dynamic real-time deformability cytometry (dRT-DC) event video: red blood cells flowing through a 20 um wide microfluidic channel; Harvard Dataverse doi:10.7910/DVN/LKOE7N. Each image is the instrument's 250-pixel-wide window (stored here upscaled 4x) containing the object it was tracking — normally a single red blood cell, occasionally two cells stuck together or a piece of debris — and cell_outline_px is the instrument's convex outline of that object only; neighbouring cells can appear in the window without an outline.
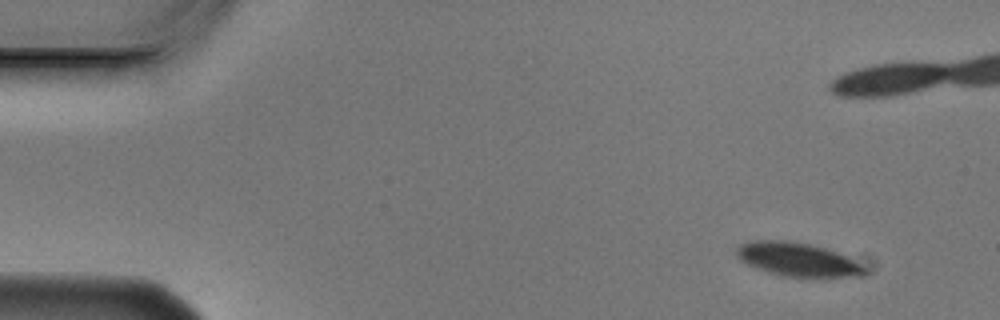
{"species": "Egyptian fruit bat (a non-hibernating species)", "species_latin": "Rousettus aegyptiacus", "temperature_condition": "cold", "stored_images_in_passage": 6, "camera_frame_rate_fps": 3000, "um_per_image_px": 0.085, "animal": {"sex": "male"}, "frame": {"image": 1, "passage_image": 1, "time_ms": 0.0, "image_size_px": [1000, 320], "cell_outline_px": [[868, 272], [864, 276], [812, 280], [784, 276], [768, 272], [756, 268], [740, 260], [736, 256], [736, 248], [740, 244], [752, 240], [792, 240], [824, 248], [848, 256], [868, 268]], "centroid_in_image_um": [67.88, 22.11], "position_along_channel_um": 17.1, "area_um2": 26.24}}
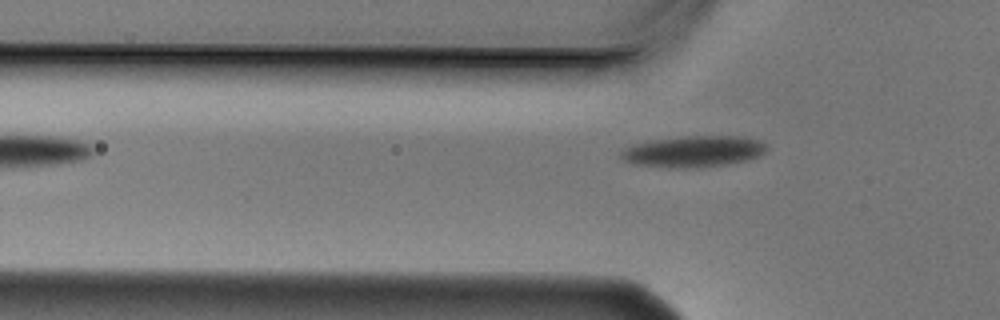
{"frame": {"image": 2, "passage_image": 6, "time_ms": 1.667, "image_size_px": [1000, 320], "cell_outline_px": [[768, 148], [764, 152], [748, 160], [724, 164], [684, 168], [668, 168], [632, 164], [624, 160], [620, 156], [620, 152], [636, 144], [648, 140], [680, 136], [744, 136], [760, 140]], "centroid_in_image_um": [58.93, 12.86], "position_along_channel_um": 66.9, "area_um2": 26.47}}